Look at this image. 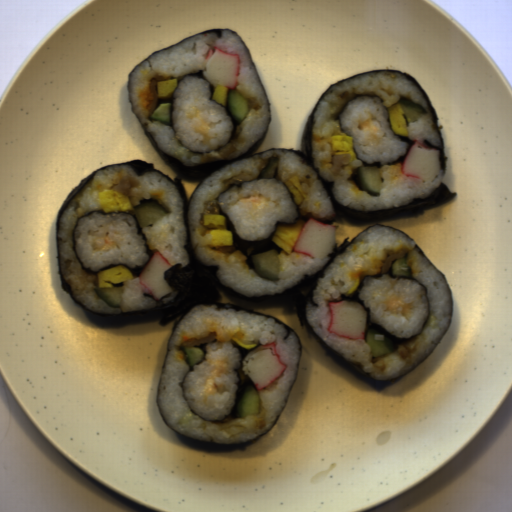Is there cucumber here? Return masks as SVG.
<instances>
[{
	"label": "cucumber",
	"mask_w": 512,
	"mask_h": 512,
	"mask_svg": "<svg viewBox=\"0 0 512 512\" xmlns=\"http://www.w3.org/2000/svg\"><path fill=\"white\" fill-rule=\"evenodd\" d=\"M382 171L375 166H362L358 168L357 177L360 190L367 192L370 196H381Z\"/></svg>",
	"instance_id": "586b57bf"
},
{
	"label": "cucumber",
	"mask_w": 512,
	"mask_h": 512,
	"mask_svg": "<svg viewBox=\"0 0 512 512\" xmlns=\"http://www.w3.org/2000/svg\"><path fill=\"white\" fill-rule=\"evenodd\" d=\"M393 276H410L412 275V269L406 263V258L396 259L392 265Z\"/></svg>",
	"instance_id": "c44ba721"
},
{
	"label": "cucumber",
	"mask_w": 512,
	"mask_h": 512,
	"mask_svg": "<svg viewBox=\"0 0 512 512\" xmlns=\"http://www.w3.org/2000/svg\"><path fill=\"white\" fill-rule=\"evenodd\" d=\"M167 214L168 212L161 204L154 202H142L133 211L141 228L155 224Z\"/></svg>",
	"instance_id": "888e309b"
},
{
	"label": "cucumber",
	"mask_w": 512,
	"mask_h": 512,
	"mask_svg": "<svg viewBox=\"0 0 512 512\" xmlns=\"http://www.w3.org/2000/svg\"><path fill=\"white\" fill-rule=\"evenodd\" d=\"M365 345L370 346L372 354L376 358L384 354L392 353L394 348L393 341L372 328L367 331Z\"/></svg>",
	"instance_id": "9523449b"
},
{
	"label": "cucumber",
	"mask_w": 512,
	"mask_h": 512,
	"mask_svg": "<svg viewBox=\"0 0 512 512\" xmlns=\"http://www.w3.org/2000/svg\"><path fill=\"white\" fill-rule=\"evenodd\" d=\"M236 411L241 418L260 414V400L256 386L242 393Z\"/></svg>",
	"instance_id": "2a18db57"
},
{
	"label": "cucumber",
	"mask_w": 512,
	"mask_h": 512,
	"mask_svg": "<svg viewBox=\"0 0 512 512\" xmlns=\"http://www.w3.org/2000/svg\"><path fill=\"white\" fill-rule=\"evenodd\" d=\"M404 116L408 123L418 121V119L427 114L424 107L419 105L418 103L412 102L410 97L400 95L399 101H398Z\"/></svg>",
	"instance_id": "570f5f39"
},
{
	"label": "cucumber",
	"mask_w": 512,
	"mask_h": 512,
	"mask_svg": "<svg viewBox=\"0 0 512 512\" xmlns=\"http://www.w3.org/2000/svg\"><path fill=\"white\" fill-rule=\"evenodd\" d=\"M279 255L280 252L276 249L252 254V267L255 273L269 282L279 280L281 276Z\"/></svg>",
	"instance_id": "8b760119"
},
{
	"label": "cucumber",
	"mask_w": 512,
	"mask_h": 512,
	"mask_svg": "<svg viewBox=\"0 0 512 512\" xmlns=\"http://www.w3.org/2000/svg\"><path fill=\"white\" fill-rule=\"evenodd\" d=\"M183 351L186 354V359L190 367L203 360L204 353L201 348L196 346H185Z\"/></svg>",
	"instance_id": "6e59e6d7"
},
{
	"label": "cucumber",
	"mask_w": 512,
	"mask_h": 512,
	"mask_svg": "<svg viewBox=\"0 0 512 512\" xmlns=\"http://www.w3.org/2000/svg\"><path fill=\"white\" fill-rule=\"evenodd\" d=\"M227 109L232 117L242 122L251 110L250 102L233 88L227 95Z\"/></svg>",
	"instance_id": "734fbe4a"
},
{
	"label": "cucumber",
	"mask_w": 512,
	"mask_h": 512,
	"mask_svg": "<svg viewBox=\"0 0 512 512\" xmlns=\"http://www.w3.org/2000/svg\"><path fill=\"white\" fill-rule=\"evenodd\" d=\"M278 164H279V158L271 157L267 166L261 171L258 178H260L262 180L274 179Z\"/></svg>",
	"instance_id": "ad74445d"
},
{
	"label": "cucumber",
	"mask_w": 512,
	"mask_h": 512,
	"mask_svg": "<svg viewBox=\"0 0 512 512\" xmlns=\"http://www.w3.org/2000/svg\"><path fill=\"white\" fill-rule=\"evenodd\" d=\"M96 295L101 298L107 305L113 308H120L124 289L120 287L112 288H93Z\"/></svg>",
	"instance_id": "eb4e599e"
},
{
	"label": "cucumber",
	"mask_w": 512,
	"mask_h": 512,
	"mask_svg": "<svg viewBox=\"0 0 512 512\" xmlns=\"http://www.w3.org/2000/svg\"><path fill=\"white\" fill-rule=\"evenodd\" d=\"M151 120L172 125V103L161 102L155 110L149 115Z\"/></svg>",
	"instance_id": "d16d356f"
}]
</instances>
